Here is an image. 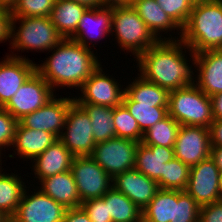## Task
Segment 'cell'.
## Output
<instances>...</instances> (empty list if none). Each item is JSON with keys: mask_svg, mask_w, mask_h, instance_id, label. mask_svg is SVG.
Instances as JSON below:
<instances>
[{"mask_svg": "<svg viewBox=\"0 0 222 222\" xmlns=\"http://www.w3.org/2000/svg\"><path fill=\"white\" fill-rule=\"evenodd\" d=\"M113 123L117 138L142 141L143 132L123 103L113 108Z\"/></svg>", "mask_w": 222, "mask_h": 222, "instance_id": "33", "label": "cell"}, {"mask_svg": "<svg viewBox=\"0 0 222 222\" xmlns=\"http://www.w3.org/2000/svg\"><path fill=\"white\" fill-rule=\"evenodd\" d=\"M180 40L195 54L222 49V0L195 2Z\"/></svg>", "mask_w": 222, "mask_h": 222, "instance_id": "3", "label": "cell"}, {"mask_svg": "<svg viewBox=\"0 0 222 222\" xmlns=\"http://www.w3.org/2000/svg\"><path fill=\"white\" fill-rule=\"evenodd\" d=\"M160 7L182 29L194 6V0H156Z\"/></svg>", "mask_w": 222, "mask_h": 222, "instance_id": "37", "label": "cell"}, {"mask_svg": "<svg viewBox=\"0 0 222 222\" xmlns=\"http://www.w3.org/2000/svg\"><path fill=\"white\" fill-rule=\"evenodd\" d=\"M11 9L0 6V43L10 40Z\"/></svg>", "mask_w": 222, "mask_h": 222, "instance_id": "41", "label": "cell"}, {"mask_svg": "<svg viewBox=\"0 0 222 222\" xmlns=\"http://www.w3.org/2000/svg\"><path fill=\"white\" fill-rule=\"evenodd\" d=\"M55 96L46 105L25 115L19 122L26 128L43 130L60 137L65 126L67 113L75 98L70 96L56 98Z\"/></svg>", "mask_w": 222, "mask_h": 222, "instance_id": "15", "label": "cell"}, {"mask_svg": "<svg viewBox=\"0 0 222 222\" xmlns=\"http://www.w3.org/2000/svg\"><path fill=\"white\" fill-rule=\"evenodd\" d=\"M62 222H92L82 207L67 209Z\"/></svg>", "mask_w": 222, "mask_h": 222, "instance_id": "42", "label": "cell"}, {"mask_svg": "<svg viewBox=\"0 0 222 222\" xmlns=\"http://www.w3.org/2000/svg\"><path fill=\"white\" fill-rule=\"evenodd\" d=\"M175 157L173 147L145 145L139 142L136 149L135 169L150 177L162 189V173L165 163Z\"/></svg>", "mask_w": 222, "mask_h": 222, "instance_id": "21", "label": "cell"}, {"mask_svg": "<svg viewBox=\"0 0 222 222\" xmlns=\"http://www.w3.org/2000/svg\"><path fill=\"white\" fill-rule=\"evenodd\" d=\"M219 178V168L209 157L190 167L189 182L185 191L195 199L200 207L217 202L222 200Z\"/></svg>", "mask_w": 222, "mask_h": 222, "instance_id": "13", "label": "cell"}, {"mask_svg": "<svg viewBox=\"0 0 222 222\" xmlns=\"http://www.w3.org/2000/svg\"><path fill=\"white\" fill-rule=\"evenodd\" d=\"M210 157L215 162L219 171H222V146H211Z\"/></svg>", "mask_w": 222, "mask_h": 222, "instance_id": "45", "label": "cell"}, {"mask_svg": "<svg viewBox=\"0 0 222 222\" xmlns=\"http://www.w3.org/2000/svg\"><path fill=\"white\" fill-rule=\"evenodd\" d=\"M0 168V211L6 215H14L17 207L22 200L26 183L22 181L23 177H19L14 173L3 172Z\"/></svg>", "mask_w": 222, "mask_h": 222, "instance_id": "28", "label": "cell"}, {"mask_svg": "<svg viewBox=\"0 0 222 222\" xmlns=\"http://www.w3.org/2000/svg\"><path fill=\"white\" fill-rule=\"evenodd\" d=\"M213 112V120L222 119V93L210 96Z\"/></svg>", "mask_w": 222, "mask_h": 222, "instance_id": "44", "label": "cell"}, {"mask_svg": "<svg viewBox=\"0 0 222 222\" xmlns=\"http://www.w3.org/2000/svg\"><path fill=\"white\" fill-rule=\"evenodd\" d=\"M5 216H6V215H4V214L0 211V222H3Z\"/></svg>", "mask_w": 222, "mask_h": 222, "instance_id": "51", "label": "cell"}, {"mask_svg": "<svg viewBox=\"0 0 222 222\" xmlns=\"http://www.w3.org/2000/svg\"><path fill=\"white\" fill-rule=\"evenodd\" d=\"M190 167L177 158L165 163L162 189L185 191L189 182Z\"/></svg>", "mask_w": 222, "mask_h": 222, "instance_id": "34", "label": "cell"}, {"mask_svg": "<svg viewBox=\"0 0 222 222\" xmlns=\"http://www.w3.org/2000/svg\"><path fill=\"white\" fill-rule=\"evenodd\" d=\"M38 182L41 186H37V188L66 209L81 207L82 202L71 170L44 178Z\"/></svg>", "mask_w": 222, "mask_h": 222, "instance_id": "24", "label": "cell"}, {"mask_svg": "<svg viewBox=\"0 0 222 222\" xmlns=\"http://www.w3.org/2000/svg\"><path fill=\"white\" fill-rule=\"evenodd\" d=\"M111 30L112 7L88 8L79 20L76 31L68 39L92 49L90 43L93 44L96 40L98 44L97 40L105 39V36L110 37Z\"/></svg>", "mask_w": 222, "mask_h": 222, "instance_id": "18", "label": "cell"}, {"mask_svg": "<svg viewBox=\"0 0 222 222\" xmlns=\"http://www.w3.org/2000/svg\"><path fill=\"white\" fill-rule=\"evenodd\" d=\"M74 157L59 139L55 140L51 146L31 161L34 178L40 181L70 170Z\"/></svg>", "mask_w": 222, "mask_h": 222, "instance_id": "22", "label": "cell"}, {"mask_svg": "<svg viewBox=\"0 0 222 222\" xmlns=\"http://www.w3.org/2000/svg\"><path fill=\"white\" fill-rule=\"evenodd\" d=\"M168 114L180 126L209 128L213 122L210 96H207L195 84L169 91Z\"/></svg>", "mask_w": 222, "mask_h": 222, "instance_id": "6", "label": "cell"}, {"mask_svg": "<svg viewBox=\"0 0 222 222\" xmlns=\"http://www.w3.org/2000/svg\"><path fill=\"white\" fill-rule=\"evenodd\" d=\"M131 6L135 9L140 18L145 22L148 29L153 35L160 40H180L182 29L165 13L156 0H133ZM175 29L180 36H172L166 38L162 35L163 32H172ZM167 31V32H166ZM162 32V33H161ZM161 33V34H160ZM163 36V38L161 37ZM175 38V39H174Z\"/></svg>", "mask_w": 222, "mask_h": 222, "instance_id": "20", "label": "cell"}, {"mask_svg": "<svg viewBox=\"0 0 222 222\" xmlns=\"http://www.w3.org/2000/svg\"><path fill=\"white\" fill-rule=\"evenodd\" d=\"M92 130L89 115L74 101L70 105L65 126L58 139L74 156H90L96 145Z\"/></svg>", "mask_w": 222, "mask_h": 222, "instance_id": "9", "label": "cell"}, {"mask_svg": "<svg viewBox=\"0 0 222 222\" xmlns=\"http://www.w3.org/2000/svg\"><path fill=\"white\" fill-rule=\"evenodd\" d=\"M180 125L169 114L143 133L142 143L174 147Z\"/></svg>", "mask_w": 222, "mask_h": 222, "instance_id": "31", "label": "cell"}, {"mask_svg": "<svg viewBox=\"0 0 222 222\" xmlns=\"http://www.w3.org/2000/svg\"><path fill=\"white\" fill-rule=\"evenodd\" d=\"M6 55L0 62V107H4L36 71V63L24 56Z\"/></svg>", "mask_w": 222, "mask_h": 222, "instance_id": "16", "label": "cell"}, {"mask_svg": "<svg viewBox=\"0 0 222 222\" xmlns=\"http://www.w3.org/2000/svg\"><path fill=\"white\" fill-rule=\"evenodd\" d=\"M186 49L190 48L181 40L158 41L135 59L139 75L168 91L195 84Z\"/></svg>", "mask_w": 222, "mask_h": 222, "instance_id": "1", "label": "cell"}, {"mask_svg": "<svg viewBox=\"0 0 222 222\" xmlns=\"http://www.w3.org/2000/svg\"><path fill=\"white\" fill-rule=\"evenodd\" d=\"M122 103L137 121L143 133L168 115V107H152V105L139 104L133 101L126 93L123 96Z\"/></svg>", "mask_w": 222, "mask_h": 222, "instance_id": "32", "label": "cell"}, {"mask_svg": "<svg viewBox=\"0 0 222 222\" xmlns=\"http://www.w3.org/2000/svg\"><path fill=\"white\" fill-rule=\"evenodd\" d=\"M211 146H222V119L213 120L209 126Z\"/></svg>", "mask_w": 222, "mask_h": 222, "instance_id": "43", "label": "cell"}, {"mask_svg": "<svg viewBox=\"0 0 222 222\" xmlns=\"http://www.w3.org/2000/svg\"><path fill=\"white\" fill-rule=\"evenodd\" d=\"M175 158L192 167L210 157L209 128L181 125L174 143Z\"/></svg>", "mask_w": 222, "mask_h": 222, "instance_id": "12", "label": "cell"}, {"mask_svg": "<svg viewBox=\"0 0 222 222\" xmlns=\"http://www.w3.org/2000/svg\"><path fill=\"white\" fill-rule=\"evenodd\" d=\"M102 7H112V6H122V5H131L129 0H101Z\"/></svg>", "mask_w": 222, "mask_h": 222, "instance_id": "46", "label": "cell"}, {"mask_svg": "<svg viewBox=\"0 0 222 222\" xmlns=\"http://www.w3.org/2000/svg\"><path fill=\"white\" fill-rule=\"evenodd\" d=\"M125 87V93L139 104L152 105V107H168L169 91L145 80L139 73L138 77H135L133 82Z\"/></svg>", "mask_w": 222, "mask_h": 222, "instance_id": "26", "label": "cell"}, {"mask_svg": "<svg viewBox=\"0 0 222 222\" xmlns=\"http://www.w3.org/2000/svg\"><path fill=\"white\" fill-rule=\"evenodd\" d=\"M18 122L6 109L0 108V155L4 147L13 145Z\"/></svg>", "mask_w": 222, "mask_h": 222, "instance_id": "38", "label": "cell"}, {"mask_svg": "<svg viewBox=\"0 0 222 222\" xmlns=\"http://www.w3.org/2000/svg\"><path fill=\"white\" fill-rule=\"evenodd\" d=\"M112 185L117 191L126 195L141 210L150 203L159 190L158 183L155 180L142 174L135 168L116 175L113 178Z\"/></svg>", "mask_w": 222, "mask_h": 222, "instance_id": "19", "label": "cell"}, {"mask_svg": "<svg viewBox=\"0 0 222 222\" xmlns=\"http://www.w3.org/2000/svg\"><path fill=\"white\" fill-rule=\"evenodd\" d=\"M55 96L54 89L35 71L3 108L19 121Z\"/></svg>", "mask_w": 222, "mask_h": 222, "instance_id": "10", "label": "cell"}, {"mask_svg": "<svg viewBox=\"0 0 222 222\" xmlns=\"http://www.w3.org/2000/svg\"><path fill=\"white\" fill-rule=\"evenodd\" d=\"M87 9V6L75 1L55 0L49 17L57 31L64 39H68L76 31L79 20Z\"/></svg>", "mask_w": 222, "mask_h": 222, "instance_id": "25", "label": "cell"}, {"mask_svg": "<svg viewBox=\"0 0 222 222\" xmlns=\"http://www.w3.org/2000/svg\"><path fill=\"white\" fill-rule=\"evenodd\" d=\"M20 25L16 29V23ZM64 37L57 31L50 17H12L10 44L11 50L49 51Z\"/></svg>", "mask_w": 222, "mask_h": 222, "instance_id": "5", "label": "cell"}, {"mask_svg": "<svg viewBox=\"0 0 222 222\" xmlns=\"http://www.w3.org/2000/svg\"><path fill=\"white\" fill-rule=\"evenodd\" d=\"M192 64L197 68L195 85L207 96L222 93V49L195 54L188 49Z\"/></svg>", "mask_w": 222, "mask_h": 222, "instance_id": "17", "label": "cell"}, {"mask_svg": "<svg viewBox=\"0 0 222 222\" xmlns=\"http://www.w3.org/2000/svg\"><path fill=\"white\" fill-rule=\"evenodd\" d=\"M200 206L186 191L175 190L174 222H199Z\"/></svg>", "mask_w": 222, "mask_h": 222, "instance_id": "35", "label": "cell"}, {"mask_svg": "<svg viewBox=\"0 0 222 222\" xmlns=\"http://www.w3.org/2000/svg\"><path fill=\"white\" fill-rule=\"evenodd\" d=\"M121 50L137 58L159 40L131 5L112 6V30Z\"/></svg>", "mask_w": 222, "mask_h": 222, "instance_id": "4", "label": "cell"}, {"mask_svg": "<svg viewBox=\"0 0 222 222\" xmlns=\"http://www.w3.org/2000/svg\"><path fill=\"white\" fill-rule=\"evenodd\" d=\"M139 142L112 138L96 143L90 155L112 178L127 170L135 168L136 149Z\"/></svg>", "mask_w": 222, "mask_h": 222, "instance_id": "7", "label": "cell"}, {"mask_svg": "<svg viewBox=\"0 0 222 222\" xmlns=\"http://www.w3.org/2000/svg\"><path fill=\"white\" fill-rule=\"evenodd\" d=\"M1 157H2V156L0 155V165H1L0 168L2 167V162H1L2 159H1Z\"/></svg>", "mask_w": 222, "mask_h": 222, "instance_id": "52", "label": "cell"}, {"mask_svg": "<svg viewBox=\"0 0 222 222\" xmlns=\"http://www.w3.org/2000/svg\"><path fill=\"white\" fill-rule=\"evenodd\" d=\"M219 191L221 194V198H222V171L220 172V178H219Z\"/></svg>", "mask_w": 222, "mask_h": 222, "instance_id": "50", "label": "cell"}, {"mask_svg": "<svg viewBox=\"0 0 222 222\" xmlns=\"http://www.w3.org/2000/svg\"><path fill=\"white\" fill-rule=\"evenodd\" d=\"M92 222H113L108 217V204L102 198L90 199L81 204Z\"/></svg>", "mask_w": 222, "mask_h": 222, "instance_id": "39", "label": "cell"}, {"mask_svg": "<svg viewBox=\"0 0 222 222\" xmlns=\"http://www.w3.org/2000/svg\"><path fill=\"white\" fill-rule=\"evenodd\" d=\"M55 0H17L11 8L12 17H49Z\"/></svg>", "mask_w": 222, "mask_h": 222, "instance_id": "36", "label": "cell"}, {"mask_svg": "<svg viewBox=\"0 0 222 222\" xmlns=\"http://www.w3.org/2000/svg\"><path fill=\"white\" fill-rule=\"evenodd\" d=\"M26 189L22 196L15 216L21 222H62L66 208L53 198L43 193L39 188L32 194Z\"/></svg>", "mask_w": 222, "mask_h": 222, "instance_id": "14", "label": "cell"}, {"mask_svg": "<svg viewBox=\"0 0 222 222\" xmlns=\"http://www.w3.org/2000/svg\"><path fill=\"white\" fill-rule=\"evenodd\" d=\"M122 86L114 77L109 76L108 73L105 74L100 64L80 88L82 95L74 98L77 103H90L114 108L123 101L125 87Z\"/></svg>", "mask_w": 222, "mask_h": 222, "instance_id": "11", "label": "cell"}, {"mask_svg": "<svg viewBox=\"0 0 222 222\" xmlns=\"http://www.w3.org/2000/svg\"><path fill=\"white\" fill-rule=\"evenodd\" d=\"M71 40L63 39L50 51L46 62L36 64V71L52 87L79 90L92 72L101 64L93 50Z\"/></svg>", "mask_w": 222, "mask_h": 222, "instance_id": "2", "label": "cell"}, {"mask_svg": "<svg viewBox=\"0 0 222 222\" xmlns=\"http://www.w3.org/2000/svg\"><path fill=\"white\" fill-rule=\"evenodd\" d=\"M175 190L159 189L142 210V222H174Z\"/></svg>", "mask_w": 222, "mask_h": 222, "instance_id": "30", "label": "cell"}, {"mask_svg": "<svg viewBox=\"0 0 222 222\" xmlns=\"http://www.w3.org/2000/svg\"><path fill=\"white\" fill-rule=\"evenodd\" d=\"M3 222H21L15 216H5Z\"/></svg>", "mask_w": 222, "mask_h": 222, "instance_id": "49", "label": "cell"}, {"mask_svg": "<svg viewBox=\"0 0 222 222\" xmlns=\"http://www.w3.org/2000/svg\"><path fill=\"white\" fill-rule=\"evenodd\" d=\"M70 1H75L77 3L83 4L88 8L102 7L101 0H70Z\"/></svg>", "mask_w": 222, "mask_h": 222, "instance_id": "47", "label": "cell"}, {"mask_svg": "<svg viewBox=\"0 0 222 222\" xmlns=\"http://www.w3.org/2000/svg\"><path fill=\"white\" fill-rule=\"evenodd\" d=\"M16 2L17 0H0V6L11 9Z\"/></svg>", "mask_w": 222, "mask_h": 222, "instance_id": "48", "label": "cell"}, {"mask_svg": "<svg viewBox=\"0 0 222 222\" xmlns=\"http://www.w3.org/2000/svg\"><path fill=\"white\" fill-rule=\"evenodd\" d=\"M70 170L82 203L101 198L113 186V178L91 156H75Z\"/></svg>", "mask_w": 222, "mask_h": 222, "instance_id": "8", "label": "cell"}, {"mask_svg": "<svg viewBox=\"0 0 222 222\" xmlns=\"http://www.w3.org/2000/svg\"><path fill=\"white\" fill-rule=\"evenodd\" d=\"M89 115L95 143L104 142L116 137L113 123V108L108 106L78 103Z\"/></svg>", "mask_w": 222, "mask_h": 222, "instance_id": "29", "label": "cell"}, {"mask_svg": "<svg viewBox=\"0 0 222 222\" xmlns=\"http://www.w3.org/2000/svg\"><path fill=\"white\" fill-rule=\"evenodd\" d=\"M57 139L58 138L52 133L43 130L26 128L20 122H18L12 145L16 151H14L15 153L12 155H8L10 158H13V155H16L17 153L19 158L33 161Z\"/></svg>", "mask_w": 222, "mask_h": 222, "instance_id": "23", "label": "cell"}, {"mask_svg": "<svg viewBox=\"0 0 222 222\" xmlns=\"http://www.w3.org/2000/svg\"><path fill=\"white\" fill-rule=\"evenodd\" d=\"M199 222H222V200L201 206Z\"/></svg>", "mask_w": 222, "mask_h": 222, "instance_id": "40", "label": "cell"}, {"mask_svg": "<svg viewBox=\"0 0 222 222\" xmlns=\"http://www.w3.org/2000/svg\"><path fill=\"white\" fill-rule=\"evenodd\" d=\"M113 222H142V210L113 186L101 197Z\"/></svg>", "mask_w": 222, "mask_h": 222, "instance_id": "27", "label": "cell"}]
</instances>
